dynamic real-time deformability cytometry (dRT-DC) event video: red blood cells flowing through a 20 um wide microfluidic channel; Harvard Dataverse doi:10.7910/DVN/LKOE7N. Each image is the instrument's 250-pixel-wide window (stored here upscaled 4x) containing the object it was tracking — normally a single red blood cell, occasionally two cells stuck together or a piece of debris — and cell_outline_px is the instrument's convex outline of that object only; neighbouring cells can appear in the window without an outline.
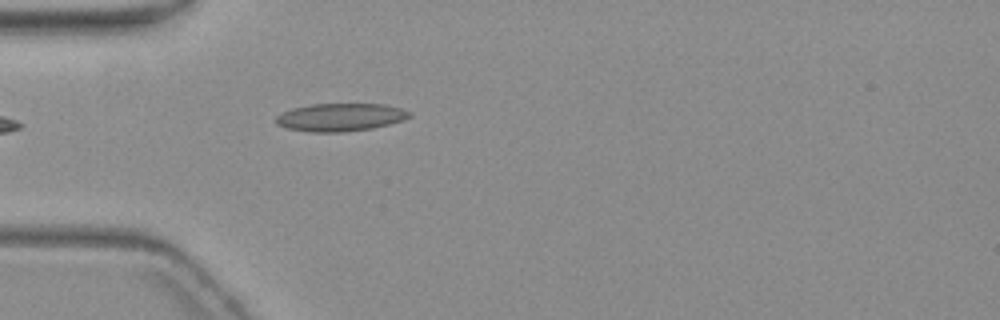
{"species": "common noctule bat (a hibernating species)", "species_latin": "Nyctalus noctula", "temperature_condition": "warm", "stored_images_in_passage": 2, "camera_frame_rate_fps": 3000, "um_per_image_px": 0.085, "animal": {"sex": "female", "body_mass_g": 19.3, "forearm_length_mm": 54.1}, "frame": {"image": 1, "passage_image": 2, "time_ms": 1.333, "image_size_px": [1000, 320], "cell_outline_px": [[412, 116], [404, 120], [372, 128], [344, 132], [312, 132], [288, 128], [276, 124], [276, 116], [292, 108], [312, 104], [384, 104], [400, 108], [412, 112]], "centroid_in_image_um": [28.96, 9.96], "position_along_channel_um": 56.0, "area_um2": 21.62}}